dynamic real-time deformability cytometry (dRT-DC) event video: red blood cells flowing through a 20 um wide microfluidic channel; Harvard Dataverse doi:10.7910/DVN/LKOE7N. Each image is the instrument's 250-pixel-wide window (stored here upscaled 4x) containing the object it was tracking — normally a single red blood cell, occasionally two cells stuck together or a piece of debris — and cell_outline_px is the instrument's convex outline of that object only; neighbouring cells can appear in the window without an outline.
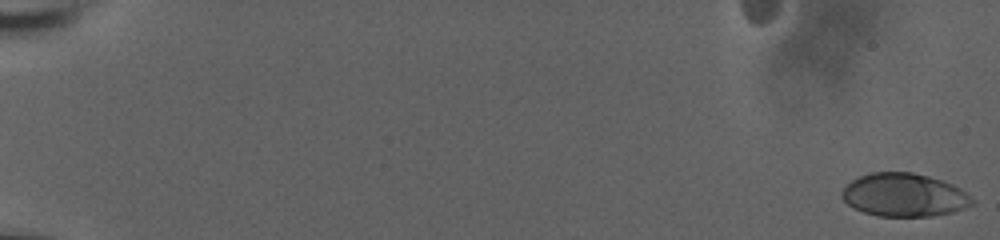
{"species": "human", "species_latin": "Homo sapiens", "temperature_condition": "room temperature", "stored_images_in_passage": 59, "camera_frame_rate_fps": 3000, "um_per_image_px": 0.085, "donor": {"sex": "male"}, "frame": {"image": 1, "passage_image": 1, "time_ms": 0.0, "image_size_px": [1000, 240], "cell_outline_px": [[976, 204], [952, 212], [932, 216], [876, 216], [864, 212], [848, 204], [840, 196], [840, 192], [852, 180], [860, 176], [872, 172], [912, 172], [928, 176], [952, 184], [960, 188], [976, 200]], "centroid_in_image_um": [76.88, 16.58], "position_along_channel_um": 8.1, "area_um2": 32.83}}
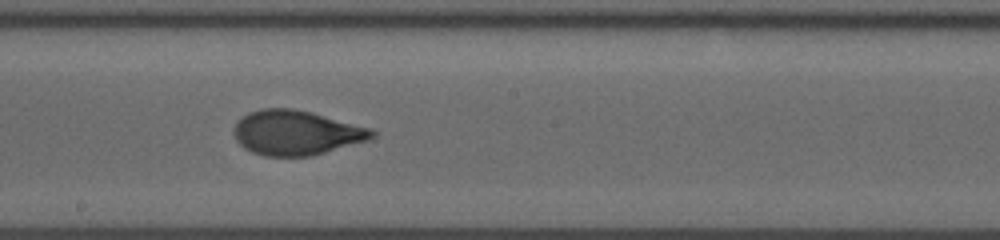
{"frame": {"image": 2, "passage_image": 36, "time_ms": 11.667, "image_size_px": [1000, 240], "cell_outline_px": [[376, 136], [368, 140], [312, 156], [264, 156], [252, 152], [244, 148], [236, 140], [236, 124], [248, 112], [264, 108], [292, 108], [312, 112], [372, 128], [376, 132]], "centroid_in_image_um": [25.23, 11.28], "position_along_channel_um": 223.0, "area_um2": 35.84}}
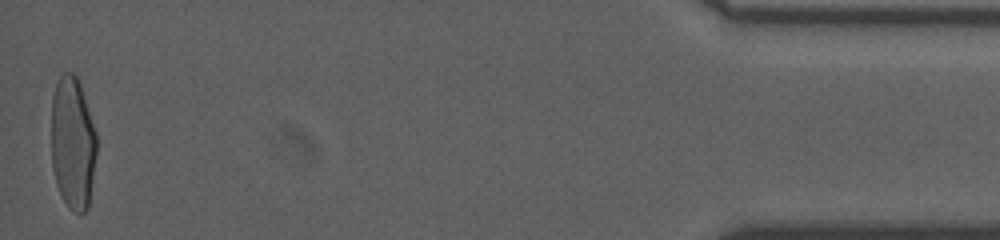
{"frame": {"image": 3, "passage_image": 59, "time_ms": 19.333, "image_size_px": [1000, 240], "cell_outline_px": [[96, 152], [88, 208], [80, 216], [68, 208], [56, 184], [52, 168], [52, 96], [56, 84], [60, 76], [64, 72], [72, 72], [76, 76], [80, 84], [96, 132]], "centroid_in_image_um": [6.18, 12.18], "position_along_channel_um": 429.0, "area_um2": 34.97}, "authors_computed_cell_mechanics": {"area_um2": 34.9112, "velocity_mm_per_s": 3.7428, "shape_relaxation_time_tau1_ms": 5.7924, "shape_relaxation_time_tau2_ms": null, "deformation_change_tau1": 0.2204, "deformation_change_tau2": null}}